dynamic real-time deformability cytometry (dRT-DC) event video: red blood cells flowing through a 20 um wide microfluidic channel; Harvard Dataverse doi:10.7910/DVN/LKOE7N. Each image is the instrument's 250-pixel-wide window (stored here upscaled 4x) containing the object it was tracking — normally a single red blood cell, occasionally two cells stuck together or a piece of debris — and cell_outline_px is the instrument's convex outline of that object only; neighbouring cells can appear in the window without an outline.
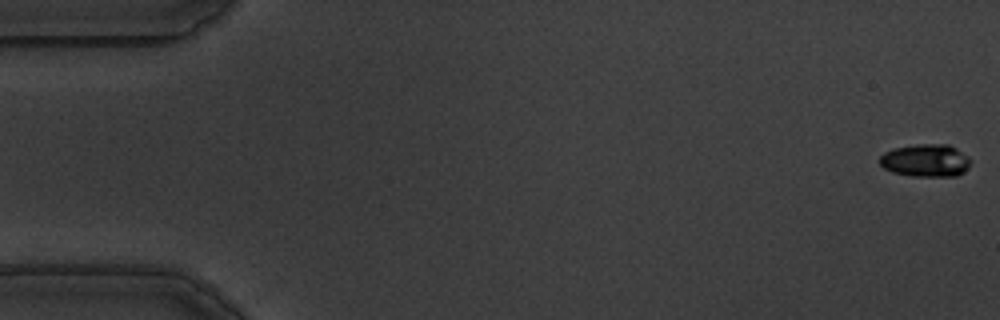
{"species": "common noctule bat (a hibernating species)", "species_latin": "Nyctalus noctula", "temperature_condition": "warm", "stored_images_in_passage": 52, "camera_frame_rate_fps": 3000, "um_per_image_px": 0.085, "animal": {"sex": "male", "body_mass_g": 19.5, "forearm_length_mm": 54.6}, "frame": {"image": 1, "passage_image": 1, "time_ms": 0.0, "image_size_px": [1000, 320], "cell_outline_px": [[968, 168], [964, 172], [956, 176], [912, 176], [892, 172], [884, 168], [880, 164], [880, 156], [884, 152], [892, 148], [916, 144], [948, 144], [956, 148], [968, 156]], "centroid_in_image_um": [78.65, 13.63], "position_along_channel_um": 6.3, "area_um2": 17.34}}
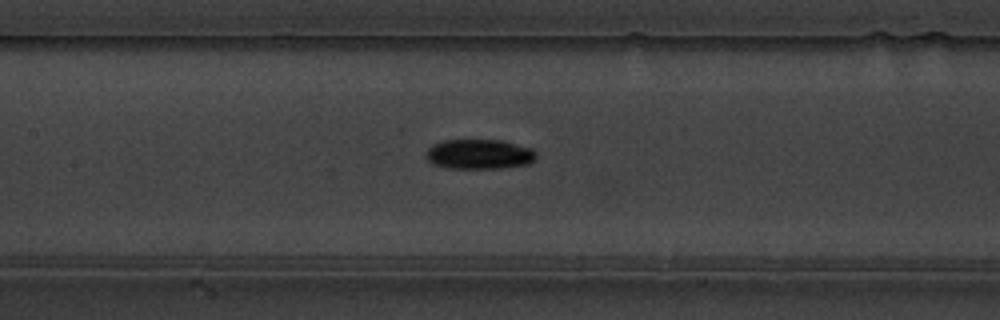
{"frame": {"image": 2, "passage_image": 27, "time_ms": 8.667, "image_size_px": [1000, 320], "cell_outline_px": [[536, 160], [528, 164], [500, 168], [448, 168], [432, 164], [424, 156], [428, 148], [432, 144], [444, 140], [504, 140], [532, 148], [536, 152]], "centroid_in_image_um": [40.74, 13.1], "position_along_channel_um": 166.7, "area_um2": 19.42}}
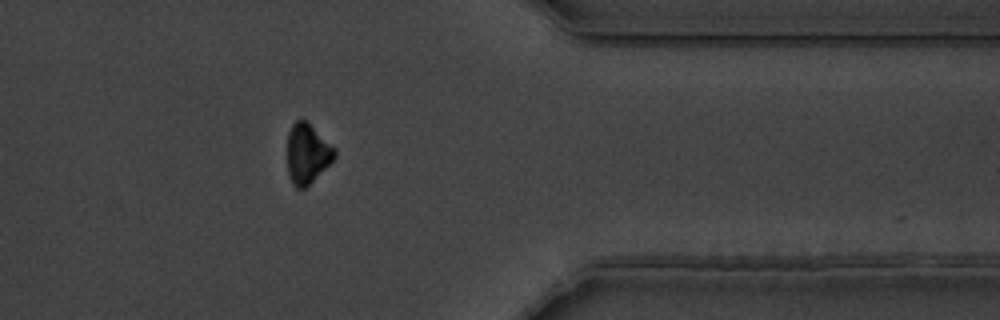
{"frame": {"image": 3, "passage_image": 47, "time_ms": 15.333, "image_size_px": [1000, 320], "cell_outline_px": [[336, 156], [304, 188], [296, 188], [292, 184], [288, 176], [288, 132], [292, 124], [296, 120], [304, 120], [336, 148]], "centroid_in_image_um": [26.1, 13.06], "position_along_channel_um": 385.3, "area_um2": 16.07}, "authors_computed_cell_mechanics": {"area_um2": 17.8024, "velocity_mm_per_s": 3.5154, "shape_relaxation_time_tau1_ms": 2.4057, "shape_relaxation_time_tau2_ms": null, "deformation_change_tau1": 0.1204, "deformation_change_tau2": null}}